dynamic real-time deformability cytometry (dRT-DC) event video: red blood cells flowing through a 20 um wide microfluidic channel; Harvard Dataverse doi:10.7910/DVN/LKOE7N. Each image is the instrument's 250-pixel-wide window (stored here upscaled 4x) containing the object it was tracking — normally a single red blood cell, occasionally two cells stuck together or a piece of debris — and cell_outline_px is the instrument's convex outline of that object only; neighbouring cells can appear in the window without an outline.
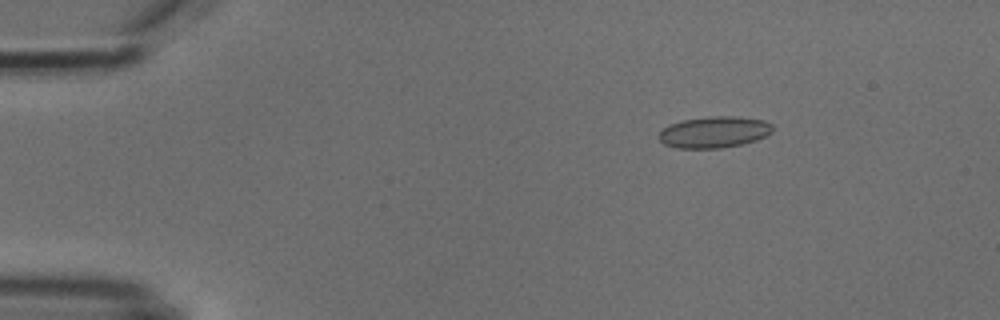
{"species": "common noctule bat (a hibernating species)", "species_latin": "Nyctalus noctula", "temperature_condition": "cold", "stored_images_in_passage": 7, "camera_frame_rate_fps": 3000, "um_per_image_px": 0.085, "animal": {"sex": "male", "body_mass_g": 18.8}, "frame": {"image": 1, "passage_image": 3, "time_ms": 2.333, "image_size_px": [1000, 320], "cell_outline_px": [[772, 132], [756, 140], [740, 144], [720, 148], [676, 148], [664, 144], [656, 136], [668, 124], [680, 120], [708, 116], [740, 116], [764, 120], [772, 124]], "centroid_in_image_um": [60.67, 11.21], "position_along_channel_um": 24.3, "area_um2": 20.98}}
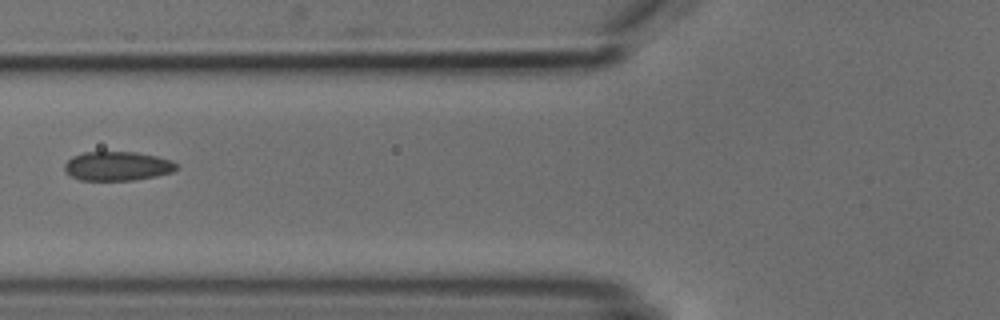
{"frame": {"image": 2, "passage_image": 6, "time_ms": 6.667, "image_size_px": [1000, 320], "cell_outline_px": [[180, 168], [172, 172], [156, 176], [136, 180], [80, 180], [72, 176], [64, 168], [64, 164], [72, 156], [84, 152], [136, 152], [156, 156], [172, 160]], "centroid_in_image_um": [10.01, 14.11], "position_along_channel_um": 115.8, "area_um2": 19.02}}
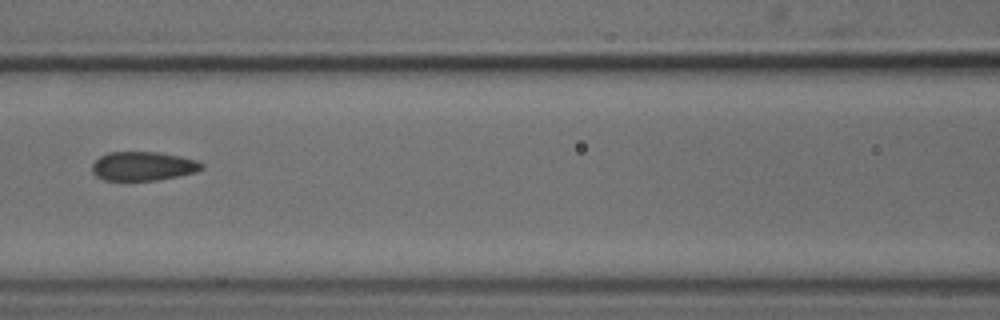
{"frame": {"image": 3, "passage_image": 7, "time_ms": 7.667, "image_size_px": [1000, 320], "cell_outline_px": [[204, 168], [196, 172], [156, 180], [104, 180], [96, 176], [92, 172], [92, 164], [100, 156], [108, 152], [156, 152], [180, 156], [196, 160], [204, 164]], "centroid_in_image_um": [12.15, 14.12], "position_along_channel_um": 154.4, "area_um2": 18.44}}